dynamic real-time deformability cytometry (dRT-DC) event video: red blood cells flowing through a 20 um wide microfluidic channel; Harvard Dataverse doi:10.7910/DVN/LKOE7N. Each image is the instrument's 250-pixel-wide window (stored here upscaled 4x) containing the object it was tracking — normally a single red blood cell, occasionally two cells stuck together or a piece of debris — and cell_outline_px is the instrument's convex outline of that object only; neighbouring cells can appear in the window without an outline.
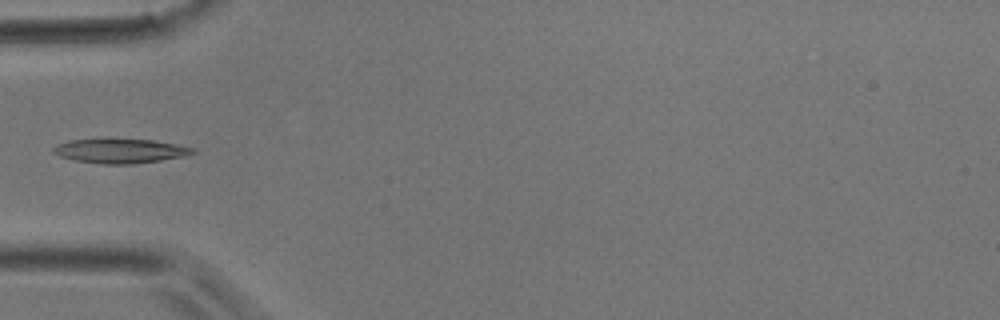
{"species": "common noctule bat (a hibernating species)", "species_latin": "Nyctalus noctula", "temperature_condition": "room temperature", "stored_images_in_passage": 3, "camera_frame_rate_fps": 3000, "um_per_image_px": 0.085, "animal": {"sex": "male", "body_mass_g": 17.9}, "frame": {"image": 1, "passage_image": 3, "time_ms": 3.0, "image_size_px": [1000, 320], "cell_outline_px": [[196, 152], [184, 156], [160, 160], [132, 164], [104, 164], [76, 160], [60, 156], [52, 152], [52, 148], [56, 144], [68, 140], [104, 136], [108, 136], [152, 140], [176, 144], [196, 148]], "centroid_in_image_um": [10.16, 12.77], "position_along_channel_um": 74.8, "area_um2": 20.69}}